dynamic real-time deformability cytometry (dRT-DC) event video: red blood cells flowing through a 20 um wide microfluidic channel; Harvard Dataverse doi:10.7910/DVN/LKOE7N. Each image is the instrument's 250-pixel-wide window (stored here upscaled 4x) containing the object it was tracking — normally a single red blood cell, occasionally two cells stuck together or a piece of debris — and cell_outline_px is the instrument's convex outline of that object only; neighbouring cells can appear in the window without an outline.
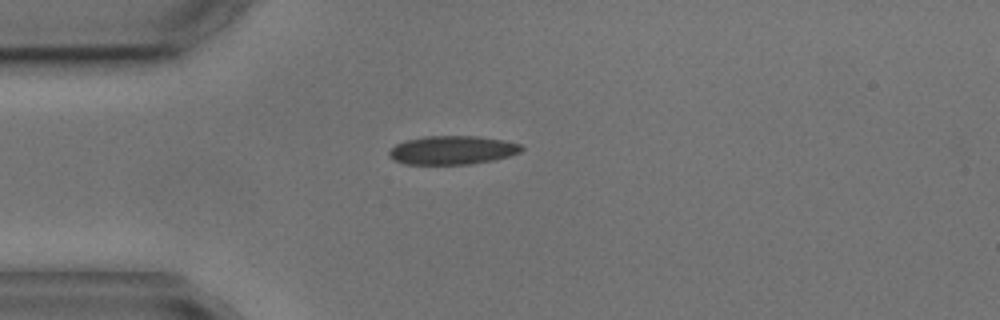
{"species": "common noctule bat (a hibernating species)", "species_latin": "Nyctalus noctula", "temperature_condition": "cold", "stored_images_in_passage": 1, "camera_frame_rate_fps": 3000, "um_per_image_px": 0.085, "animal": {"sex": "male", "body_mass_g": 17.9, "forearm_length_mm": 54.2}, "frame": {"image": 1, "passage_image": 1, "time_ms": 0.0, "image_size_px": [1000, 320], "cell_outline_px": [[524, 148], [520, 152], [508, 156], [492, 160], [468, 164], [404, 164], [388, 156], [388, 152], [396, 144], [404, 140], [424, 136], [476, 136], [504, 140], [520, 144]], "centroid_in_image_um": [38.43, 12.75], "position_along_channel_um": 46.6, "area_um2": 22.02}}